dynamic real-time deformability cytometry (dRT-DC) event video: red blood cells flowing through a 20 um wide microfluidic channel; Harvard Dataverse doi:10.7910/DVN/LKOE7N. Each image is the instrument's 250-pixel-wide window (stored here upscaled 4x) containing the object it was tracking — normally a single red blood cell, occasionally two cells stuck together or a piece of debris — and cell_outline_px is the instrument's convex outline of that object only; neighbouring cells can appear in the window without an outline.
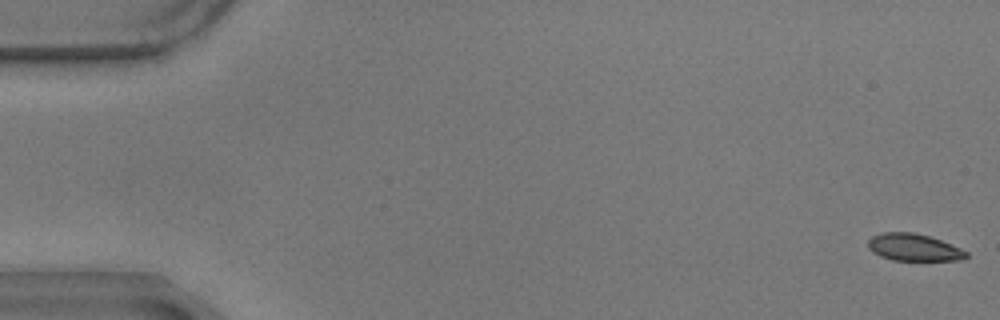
{"species": "common noctule bat (a hibernating species)", "species_latin": "Nyctalus noctula", "temperature_condition": "warm", "stored_images_in_passage": 17, "camera_frame_rate_fps": 3000, "um_per_image_px": 0.085, "animal": {"sex": "male", "body_mass_g": 17.9}, "frame": {"image": 1, "passage_image": 1, "time_ms": 0.0, "image_size_px": [1000, 320], "cell_outline_px": [[968, 256], [960, 260], [892, 260], [880, 256], [872, 252], [868, 248], [868, 240], [872, 236], [884, 232], [912, 232], [928, 236], [940, 240], [960, 248], [968, 252]], "centroid_in_image_um": [77.64, 21.03], "position_along_channel_um": 7.4, "area_um2": 15.43}}
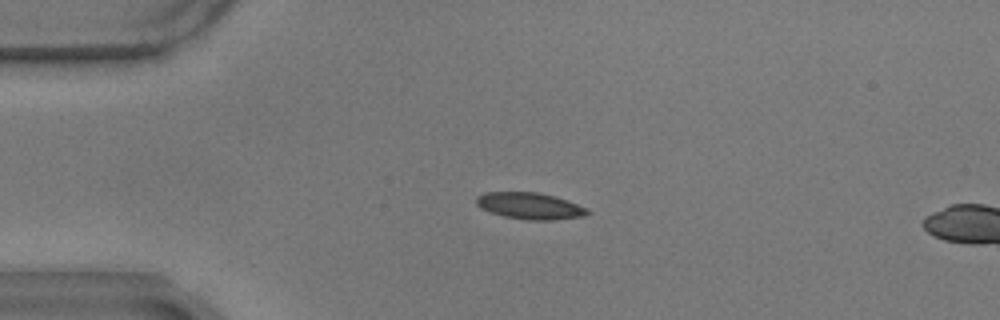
{"frame": {"image": 2, "passage_image": 14, "time_ms": 4.333, "image_size_px": [1000, 320], "cell_outline_px": [[592, 212], [584, 216], [552, 220], [528, 220], [504, 216], [480, 208], [476, 204], [476, 196], [484, 192], [540, 192], [588, 208]], "centroid_in_image_um": [45.02, 17.5], "position_along_channel_um": 40.0, "area_um2": 17.11}}